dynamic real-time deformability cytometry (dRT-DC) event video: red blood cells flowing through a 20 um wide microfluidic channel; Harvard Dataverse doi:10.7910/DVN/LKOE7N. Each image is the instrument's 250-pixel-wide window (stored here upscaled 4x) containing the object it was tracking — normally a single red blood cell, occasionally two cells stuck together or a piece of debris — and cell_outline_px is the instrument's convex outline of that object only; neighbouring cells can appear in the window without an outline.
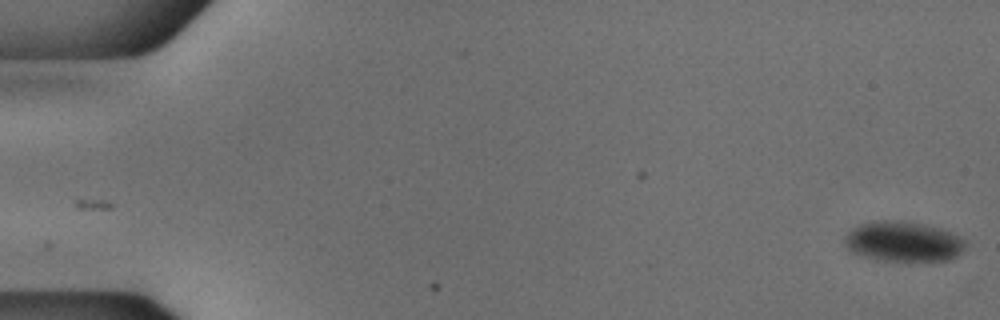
{"species": "common noctule bat (a hibernating species)", "species_latin": "Nyctalus noctula", "temperature_condition": "cold", "stored_images_in_passage": 54, "camera_frame_rate_fps": 3000, "um_per_image_px": 0.085, "animal": {"sex": "male", "body_mass_g": 18.8}, "frame": {"image": 1, "passage_image": 1, "time_ms": 0.0, "image_size_px": [1000, 320], "cell_outline_px": [[964, 248], [956, 256], [948, 260], [876, 260], [852, 252], [848, 248], [844, 240], [844, 236], [852, 228], [860, 224], [872, 220], [896, 220], [920, 224], [940, 228], [964, 240]], "centroid_in_image_um": [76.71, 20.52], "position_along_channel_um": 8.3, "area_um2": 27.8}}
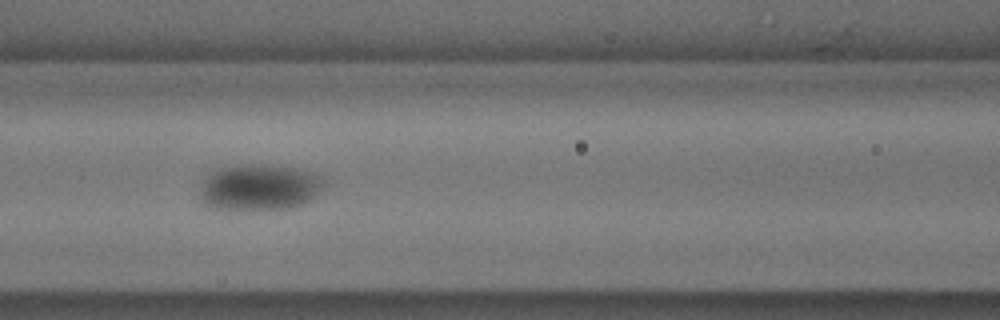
{"frame": {"image": 2, "passage_image": 24, "time_ms": 7.667, "image_size_px": [1000, 320], "cell_outline_px": [[324, 184], [308, 200], [292, 208], [216, 208], [208, 204], [200, 196], [200, 188], [204, 180], [212, 168], [240, 164], [264, 164], [300, 168], [312, 172], [320, 176], [324, 180]], "centroid_in_image_um": [22.02, 15.85], "position_along_channel_um": 144.6, "area_um2": 32.95}}
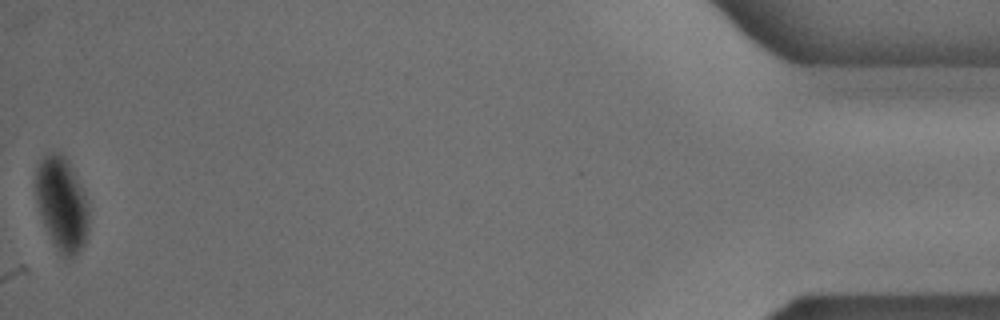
{"frame": {"image": 3, "passage_image": 54, "time_ms": 17.667, "image_size_px": [1000, 320], "cell_outline_px": [[88, 232], [84, 248], [76, 256], [68, 260], [52, 244], [40, 216], [36, 200], [36, 168], [40, 160], [48, 152], [56, 152], [64, 156], [68, 160], [88, 200]], "centroid_in_image_um": [5.27, 17.38], "position_along_channel_um": 429.9, "area_um2": 29.48}}